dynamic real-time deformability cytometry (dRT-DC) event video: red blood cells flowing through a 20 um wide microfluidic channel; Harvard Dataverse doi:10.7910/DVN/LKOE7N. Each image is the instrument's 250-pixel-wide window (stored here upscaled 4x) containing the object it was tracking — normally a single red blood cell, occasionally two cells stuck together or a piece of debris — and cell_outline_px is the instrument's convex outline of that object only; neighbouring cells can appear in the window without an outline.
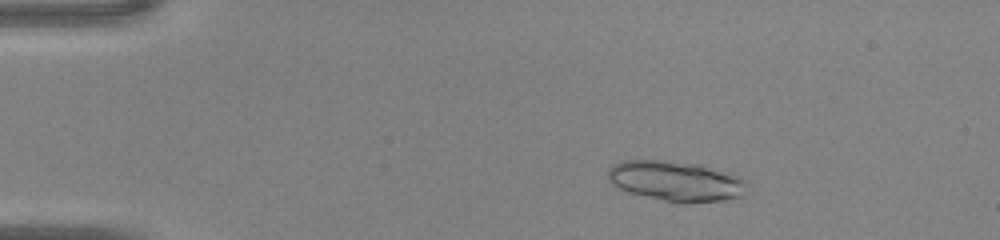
{"species": "common noctule bat (a hibernating species)", "species_latin": "Nyctalus noctula", "temperature_condition": "warm", "stored_images_in_passage": 44, "segment_of_instrument_passage": [1, 2], "camera_frame_rate_fps": 3000, "um_per_image_px": 0.085, "animal": {"sex": "male", "body_mass_g": 20.0, "forearm_length_mm": 53.3}, "frame": {"image": 1, "passage_image": 7, "time_ms": 2.0, "image_size_px": [1000, 240], "cell_outline_px": [[748, 184], [740, 196], [724, 200], [684, 204], [664, 200], [628, 192], [612, 184], [608, 180], [608, 168], [612, 164], [624, 160], [660, 160], [700, 164], [732, 172], [748, 180]], "centroid_in_image_um": [57.48, 15.38], "position_along_channel_um": 27.5, "area_um2": 32.95}}